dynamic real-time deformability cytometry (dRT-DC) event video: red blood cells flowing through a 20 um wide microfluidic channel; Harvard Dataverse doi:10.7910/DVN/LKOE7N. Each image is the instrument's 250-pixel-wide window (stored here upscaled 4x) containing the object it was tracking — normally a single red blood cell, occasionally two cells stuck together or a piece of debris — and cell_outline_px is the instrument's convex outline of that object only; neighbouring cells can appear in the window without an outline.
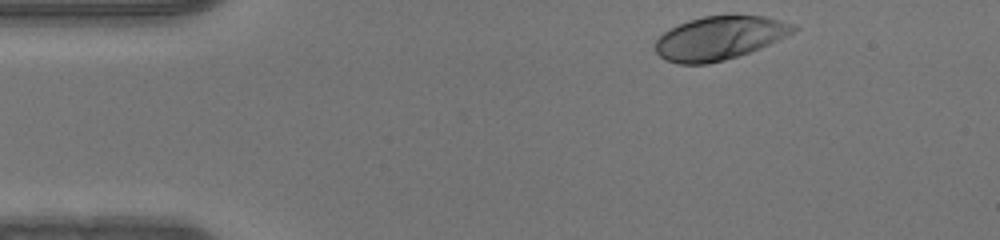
{"species": "human", "species_latin": "Homo sapiens", "temperature_condition": "warm", "stored_images_in_passage": 36, "camera_frame_rate_fps": 3000, "um_per_image_px": 0.085, "donor": {"sex": "male"}, "frame": {"image": 1, "passage_image": 1, "time_ms": 0.0, "image_size_px": [1000, 240], "cell_outline_px": [[800, 28], [760, 48], [724, 60], [708, 64], [676, 64], [664, 60], [656, 52], [656, 40], [664, 32], [688, 20], [704, 16], [764, 16], [792, 24]], "centroid_in_image_um": [61.11, 3.25], "position_along_channel_um": 23.9, "area_um2": 34.45}}
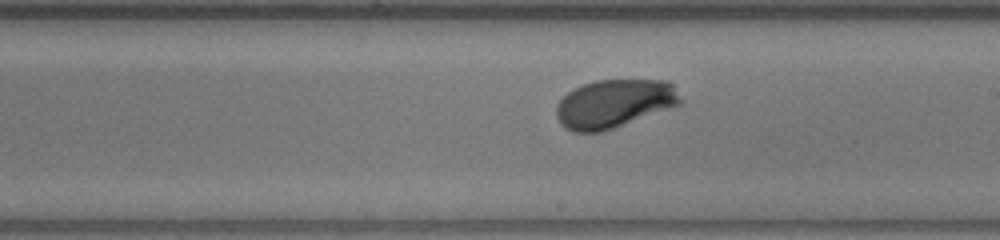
{"frame": {"image": 2, "passage_image": 22, "time_ms": 7.0, "image_size_px": [1000, 240], "cell_outline_px": [[684, 104], [600, 132], [572, 132], [564, 128], [560, 124], [556, 116], [556, 104], [568, 92], [584, 84], [596, 80], [668, 80], [672, 84], [684, 100]], "centroid_in_image_um": [52.23, 8.81], "position_along_channel_um": 236.8, "area_um2": 35.2}}
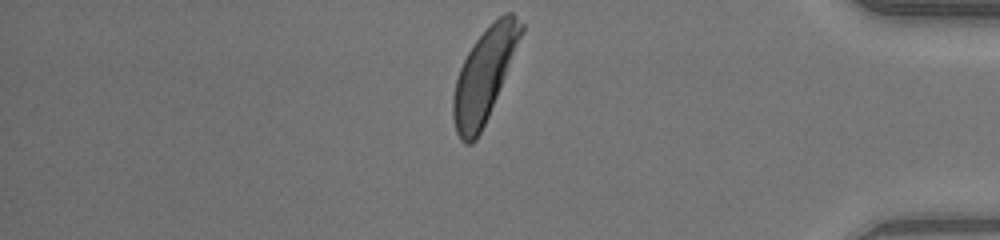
{"frame": {"image": 3, "passage_image": 36, "time_ms": 11.667, "image_size_px": [1000, 240], "cell_outline_px": [[524, 32], [488, 116], [476, 140], [472, 144], [464, 144], [460, 140], [456, 132], [452, 116], [452, 96], [456, 80], [460, 68], [468, 52], [476, 40], [504, 12], [512, 12], [524, 24]], "centroid_in_image_um": [41.15, 6.41], "position_along_channel_um": 394.0, "area_um2": 36.07}}